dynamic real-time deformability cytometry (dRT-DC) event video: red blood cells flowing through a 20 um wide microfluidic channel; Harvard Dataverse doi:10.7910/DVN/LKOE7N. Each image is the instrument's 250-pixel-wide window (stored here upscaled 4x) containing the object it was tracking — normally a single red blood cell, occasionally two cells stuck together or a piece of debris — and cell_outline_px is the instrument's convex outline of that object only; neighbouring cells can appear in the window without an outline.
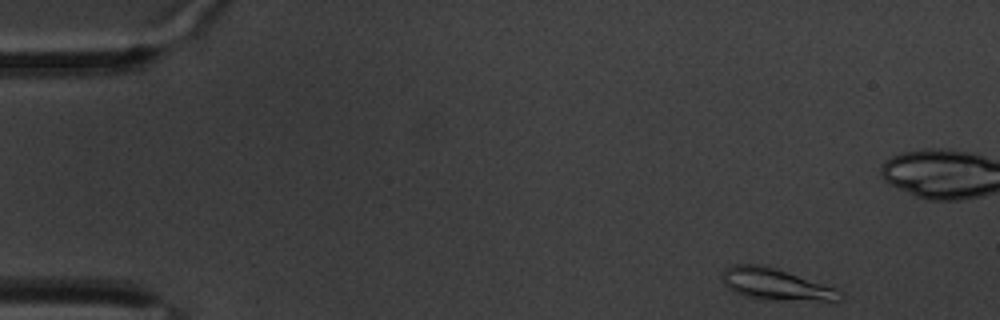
{"species": "common noctule bat (a hibernating species)", "species_latin": "Nyctalus noctula", "temperature_condition": "warm", "stored_images_in_passage": 58, "camera_frame_rate_fps": 3000, "um_per_image_px": 0.085, "animal": {"sex": "male", "body_mass_g": 20.1, "forearm_length_mm": 53.5}, "frame": {"image": 1, "passage_image": 1, "time_ms": 0.0, "image_size_px": [1000, 320], "cell_outline_px": [[844, 300], [836, 304], [764, 300], [744, 296], [732, 292], [724, 284], [724, 268], [732, 264], [756, 264], [776, 268], [840, 288], [844, 296]], "centroid_in_image_um": [66.15, 24.25], "position_along_channel_um": 18.8, "area_um2": 23.18}}
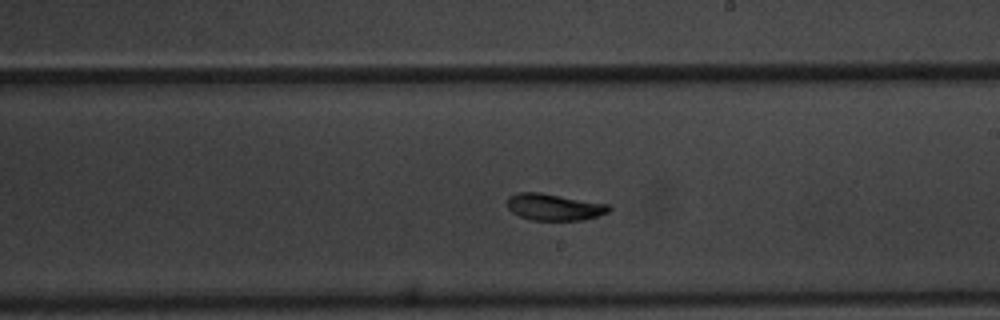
{"frame": {"image": 2, "passage_image": 31, "time_ms": 10.0, "image_size_px": [1000, 320], "cell_outline_px": [[612, 208], [608, 212], [584, 220], [532, 220], [520, 216], [512, 212], [508, 208], [508, 196], [516, 192], [540, 192], [608, 204]], "centroid_in_image_um": [47.09, 17.59], "position_along_channel_um": 241.9, "area_um2": 15.78}}
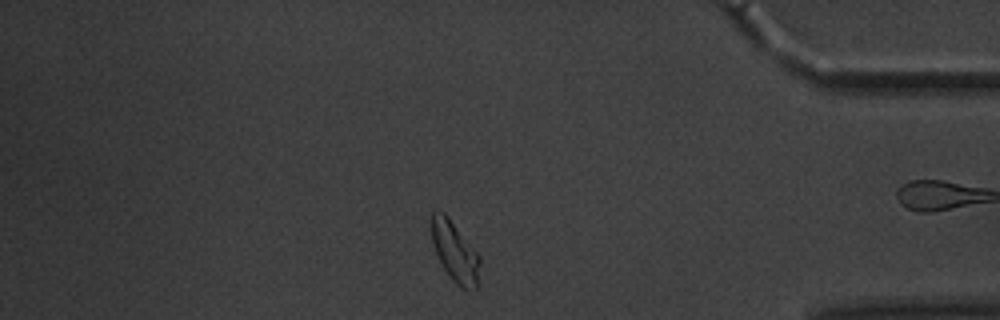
{"frame": {"image": 3, "passage_image": 48, "time_ms": 15.667, "image_size_px": [1000, 320], "cell_outline_px": [[480, 264], [476, 288], [460, 288], [452, 280], [444, 268], [436, 252], [432, 240], [432, 212], [444, 212], [448, 216], [480, 256]], "centroid_in_image_um": [38.68, 21.4], "position_along_channel_um": 396.5, "area_um2": 16.53}, "authors_computed_cell_mechanics": {"area_um2": 16.4441, "velocity_mm_per_s": 3.2355, "shape_relaxation_time_tau1_ms": 3.1287, "shape_relaxation_time_tau2_ms": 2.4562, "deformation_change_tau1": 0.1267, "deformation_change_tau2": 0.0528}}